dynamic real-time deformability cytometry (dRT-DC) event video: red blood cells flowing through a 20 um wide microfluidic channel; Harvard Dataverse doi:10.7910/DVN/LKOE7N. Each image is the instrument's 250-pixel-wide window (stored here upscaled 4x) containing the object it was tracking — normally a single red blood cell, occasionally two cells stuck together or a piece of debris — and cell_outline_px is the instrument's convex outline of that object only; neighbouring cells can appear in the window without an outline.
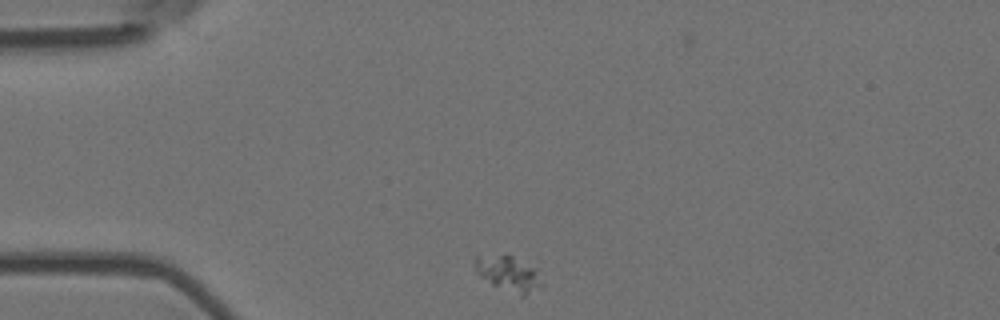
{"species": "Egyptian fruit bat (a non-hibernating species)", "species_latin": "Rousettus aegyptiacus", "temperature_condition": "room temperature", "stored_images_in_passage": 2, "camera_frame_rate_fps": 3000, "um_per_image_px": 0.085, "animal": {"sex": "female"}, "frame": {"image": 1, "passage_image": 1, "time_ms": 0.0, "image_size_px": [1000, 320], "cell_outline_px": [[544, 288], [524, 296], [520, 296], [492, 284], [480, 276], [476, 272], [476, 252], [512, 256], [536, 268], [544, 284]], "centroid_in_image_um": [43.25, 23.25], "position_along_channel_um": 41.7, "area_um2": 14.16}}